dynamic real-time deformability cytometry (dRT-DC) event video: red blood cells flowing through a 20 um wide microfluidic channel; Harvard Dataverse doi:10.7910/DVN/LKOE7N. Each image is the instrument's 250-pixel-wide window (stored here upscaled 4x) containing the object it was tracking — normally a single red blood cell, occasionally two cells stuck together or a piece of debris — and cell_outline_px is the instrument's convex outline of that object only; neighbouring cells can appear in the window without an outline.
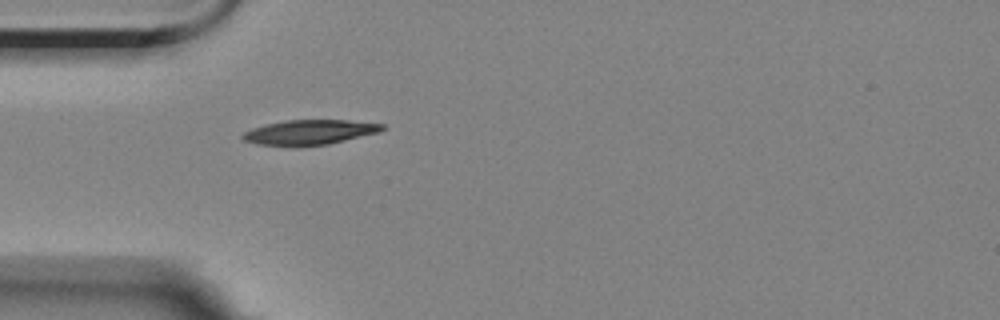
{"species": "Egyptian fruit bat (a non-hibernating species)", "species_latin": "Rousettus aegyptiacus", "temperature_condition": "room temperature", "stored_images_in_passage": 1, "camera_frame_rate_fps": 3000, "um_per_image_px": 0.085, "animal": {"sex": "female"}, "frame": {"image": 1, "passage_image": 1, "time_ms": 0.0, "image_size_px": [1000, 320], "cell_outline_px": [[384, 128], [380, 132], [328, 144], [296, 148], [256, 144], [244, 140], [240, 136], [244, 132], [252, 128], [264, 124], [284, 120], [348, 120], [384, 124]], "centroid_in_image_um": [26.26, 11.26], "position_along_channel_um": 58.7, "area_um2": 20.69}}